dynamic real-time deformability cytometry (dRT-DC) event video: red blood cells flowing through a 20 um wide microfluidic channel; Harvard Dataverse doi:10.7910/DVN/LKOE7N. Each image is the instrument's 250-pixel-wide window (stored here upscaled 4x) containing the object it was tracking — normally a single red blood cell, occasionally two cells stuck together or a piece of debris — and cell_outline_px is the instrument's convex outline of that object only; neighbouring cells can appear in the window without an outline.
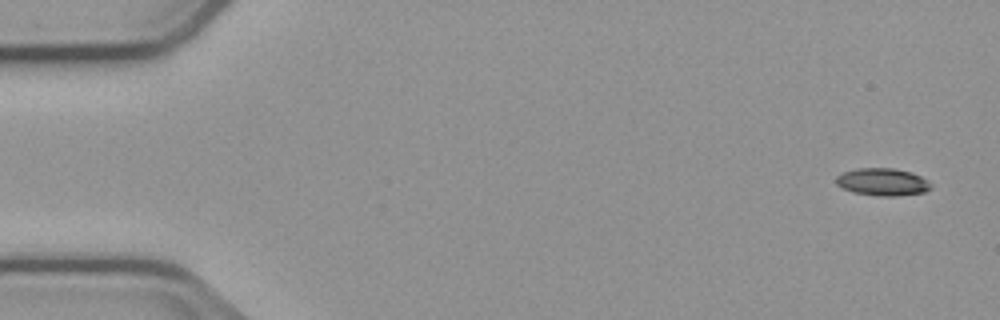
{"species": "common noctule bat (a hibernating species)", "species_latin": "Nyctalus noctula", "temperature_condition": "cold", "stored_images_in_passage": 4, "camera_frame_rate_fps": 3000, "um_per_image_px": 0.085, "animal": {"sex": "male", "body_mass_g": 23.1, "forearm_length_mm": 52.7}, "frame": {"image": 1, "passage_image": 1, "time_ms": 0.0, "image_size_px": [1000, 320], "cell_outline_px": [[932, 188], [924, 192], [896, 196], [880, 196], [852, 192], [836, 184], [836, 176], [844, 172], [856, 168], [892, 168], [912, 172], [928, 180], [932, 184]], "centroid_in_image_um": [75.04, 15.46], "position_along_channel_um": 10.0, "area_um2": 15.2}}
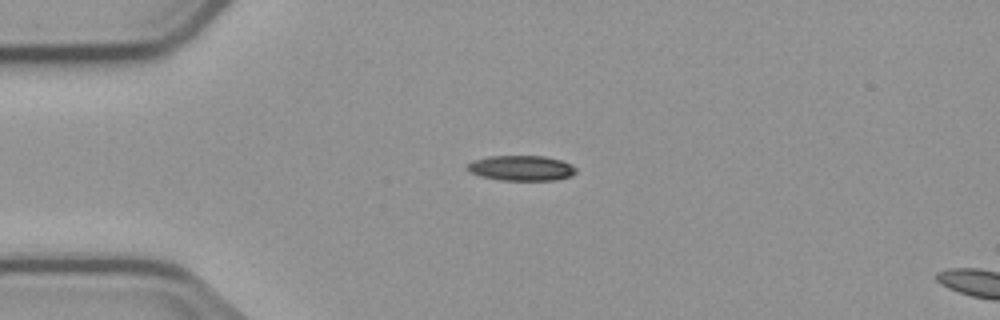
{"frame": {"image": 2, "passage_image": 3, "time_ms": 3.667, "image_size_px": [1000, 320], "cell_outline_px": [[576, 172], [572, 176], [556, 180], [500, 180], [480, 176], [468, 172], [468, 164], [476, 160], [488, 156], [544, 156], [560, 160], [572, 164], [576, 168]], "centroid_in_image_um": [44.34, 14.29], "position_along_channel_um": 40.7, "area_um2": 15.95}}